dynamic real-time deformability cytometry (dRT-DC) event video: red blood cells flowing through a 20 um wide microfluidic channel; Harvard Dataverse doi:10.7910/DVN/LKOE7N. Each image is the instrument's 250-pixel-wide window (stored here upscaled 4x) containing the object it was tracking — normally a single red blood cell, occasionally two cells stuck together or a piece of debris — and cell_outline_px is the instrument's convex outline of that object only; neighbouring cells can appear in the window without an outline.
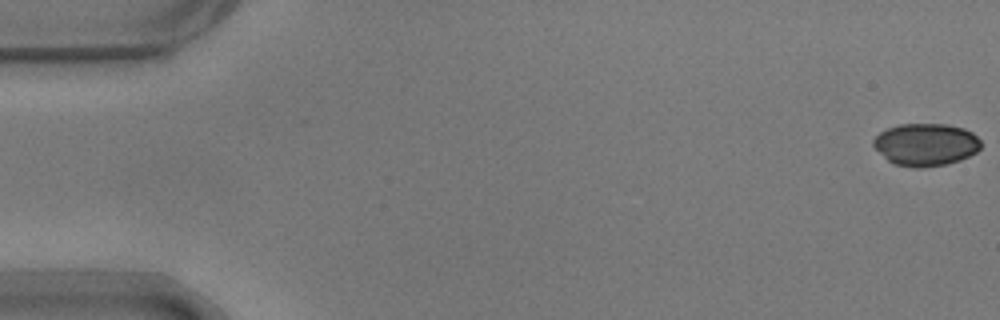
{"species": "common noctule bat (a hibernating species)", "species_latin": "Nyctalus noctula", "temperature_condition": "warm", "stored_images_in_passage": 55, "camera_frame_rate_fps": 3000, "um_per_image_px": 0.085, "animal": {"sex": "male", "body_mass_g": 17.9}, "frame": {"image": 1, "passage_image": 1, "time_ms": 0.0, "image_size_px": [1000, 320], "cell_outline_px": [[980, 148], [976, 152], [960, 160], [944, 164], [920, 168], [912, 168], [896, 164], [888, 160], [872, 144], [872, 140], [880, 132], [888, 128], [900, 124], [948, 124], [964, 128], [972, 132], [980, 140]], "centroid_in_image_um": [78.69, 12.28], "position_along_channel_um": 6.3, "area_um2": 26.47}}
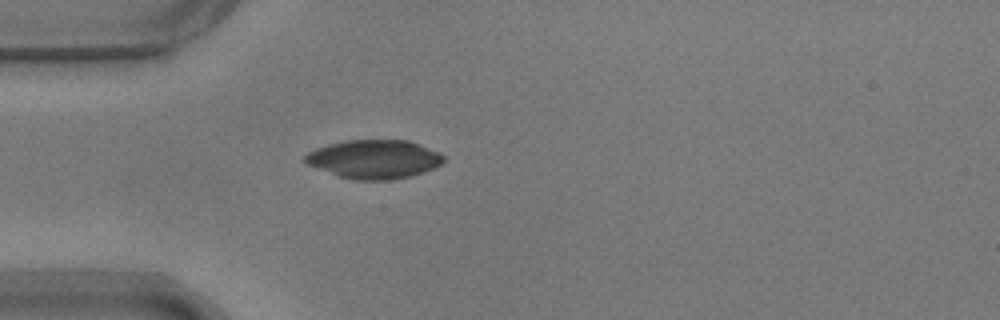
{"frame": {"image": 2, "passage_image": 16, "time_ms": 5.0, "image_size_px": [1000, 320], "cell_outline_px": [[444, 164], [424, 172], [412, 176], [388, 180], [356, 180], [340, 176], [308, 164], [300, 160], [308, 152], [316, 148], [328, 144], [344, 140], [408, 140], [440, 152], [444, 156]], "centroid_in_image_um": [31.83, 13.52], "position_along_channel_um": 53.2, "area_um2": 31.39}}
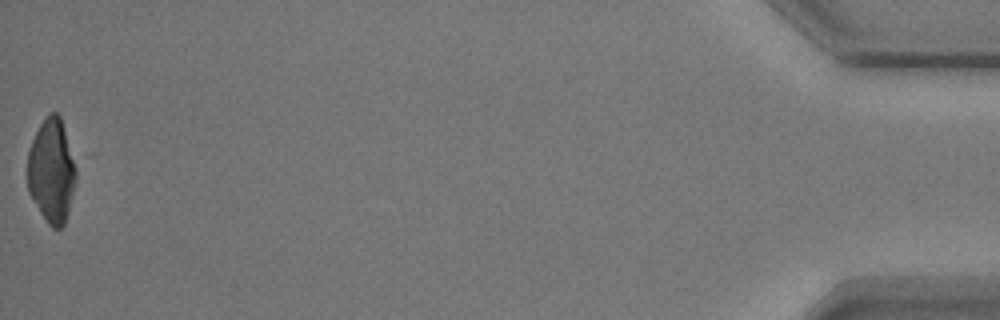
{"frame": {"image": 3, "passage_image": 55, "time_ms": 18.0, "image_size_px": [1000, 320], "cell_outline_px": [[76, 180], [68, 212], [64, 224], [60, 228], [52, 228], [48, 224], [32, 200], [28, 192], [28, 152], [32, 140], [40, 124], [48, 112], [56, 112], [60, 116], [76, 160]], "centroid_in_image_um": [4.4, 14.5], "position_along_channel_um": 430.8, "area_um2": 29.65}}